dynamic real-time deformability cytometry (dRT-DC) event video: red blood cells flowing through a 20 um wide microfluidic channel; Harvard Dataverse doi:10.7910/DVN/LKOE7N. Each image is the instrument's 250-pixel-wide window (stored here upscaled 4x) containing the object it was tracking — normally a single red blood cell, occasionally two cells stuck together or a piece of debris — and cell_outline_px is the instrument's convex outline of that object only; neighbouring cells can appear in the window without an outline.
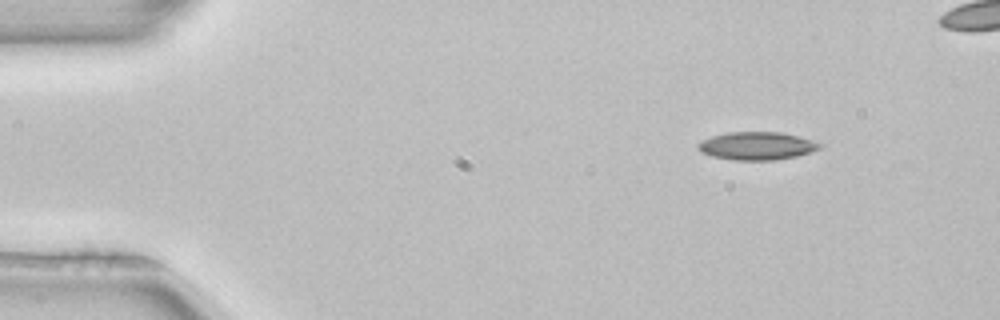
{"species": "common noctule bat (a hibernating species)", "species_latin": "Nyctalus noctula", "temperature_condition": "room temperature", "stored_images_in_passage": 32, "camera_frame_rate_fps": 3000, "um_per_image_px": 0.085, "animal": {"sex": "female", "body_mass_g": 22.7, "forearm_length_mm": 54.2}, "frame": {"image": 1, "passage_image": 1, "time_ms": 0.0, "image_size_px": [1000, 320], "cell_outline_px": [[824, 144], [820, 148], [812, 152], [796, 156], [772, 160], [732, 160], [712, 156], [700, 152], [696, 144], [700, 140], [712, 136], [728, 132], [780, 132], [796, 136]], "centroid_in_image_um": [64.29, 12.4], "position_along_channel_um": 20.7, "area_um2": 19.83}}